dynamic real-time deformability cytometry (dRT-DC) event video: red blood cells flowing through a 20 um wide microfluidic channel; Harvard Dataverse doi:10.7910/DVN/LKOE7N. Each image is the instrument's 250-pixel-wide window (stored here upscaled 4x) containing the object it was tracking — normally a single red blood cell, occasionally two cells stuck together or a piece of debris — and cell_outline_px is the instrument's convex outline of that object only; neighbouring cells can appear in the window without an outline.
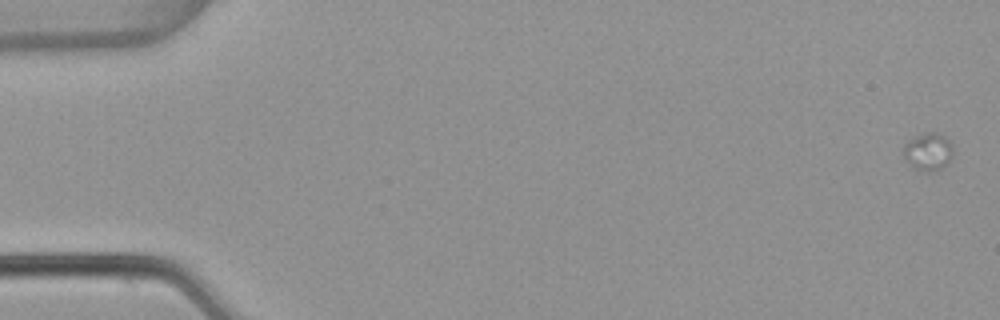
{"species": "common noctule bat (a hibernating species)", "species_latin": "Nyctalus noctula", "temperature_condition": "warm", "stored_images_in_passage": 5, "camera_frame_rate_fps": 3000, "um_per_image_px": 0.085, "animal": {"sex": "female", "body_mass_g": 22.7, "forearm_length_mm": 54.2}, "frame": {"image": 1, "passage_image": 1, "time_ms": 0.0, "image_size_px": [1000, 320], "cell_outline_px": [[952, 156], [948, 164], [936, 172], [924, 172], [908, 164], [904, 156], [904, 144], [908, 140], [924, 132], [936, 132], [944, 136], [952, 144]], "centroid_in_image_um": [78.91, 12.91], "position_along_channel_um": 6.1, "area_um2": 11.04}}